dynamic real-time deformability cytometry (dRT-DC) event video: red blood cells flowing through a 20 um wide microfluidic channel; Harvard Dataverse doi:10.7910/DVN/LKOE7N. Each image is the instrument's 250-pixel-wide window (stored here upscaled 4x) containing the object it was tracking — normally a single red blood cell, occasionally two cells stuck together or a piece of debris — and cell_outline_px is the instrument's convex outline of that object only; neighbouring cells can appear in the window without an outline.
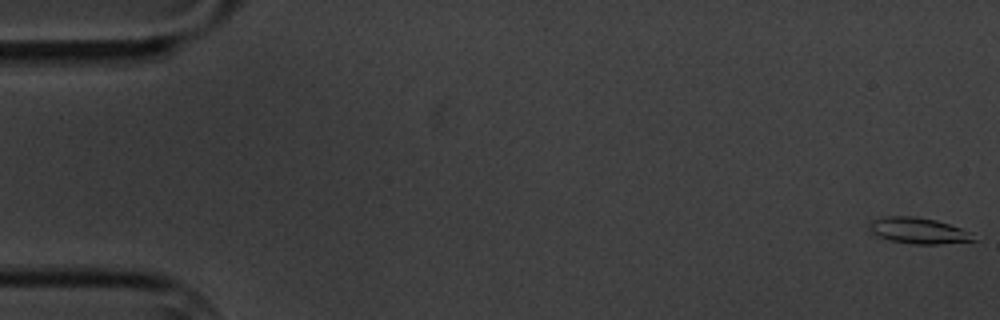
{"species": "common noctule bat (a hibernating species)", "species_latin": "Nyctalus noctula", "temperature_condition": "cold", "stored_images_in_passage": 6, "camera_frame_rate_fps": 3000, "um_per_image_px": 0.085, "animal": {"sex": "male", "body_mass_g": 20.1, "forearm_length_mm": 53.5}, "frame": {"image": 1, "passage_image": 1, "time_ms": 0.0, "image_size_px": [1000, 320], "cell_outline_px": [[976, 240], [940, 244], [912, 244], [888, 240], [872, 232], [868, 228], [868, 224], [876, 220], [888, 216], [916, 216], [936, 220], [972, 232]], "centroid_in_image_um": [78.09, 19.61], "position_along_channel_um": 6.9, "area_um2": 15.66}}
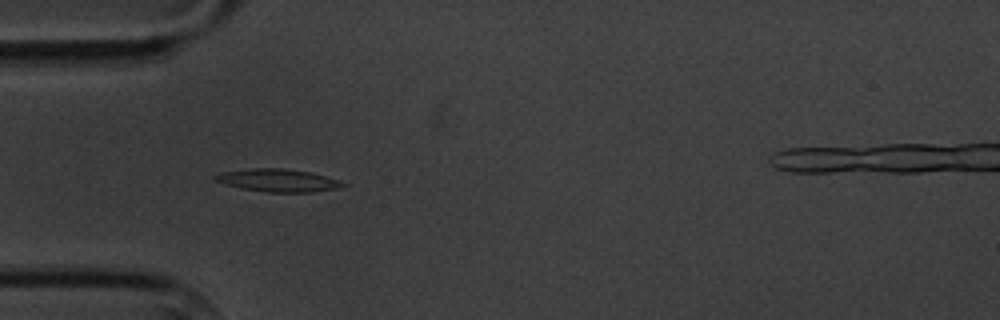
{"frame": {"image": 2, "passage_image": 6, "time_ms": 5.667, "image_size_px": [1000, 320], "cell_outline_px": [[348, 184], [336, 188], [312, 192], [268, 192], [240, 188], [224, 184], [216, 180], [212, 176], [220, 172], [252, 168], [280, 168], [312, 172], [340, 180]], "centroid_in_image_um": [23.62, 15.32], "position_along_channel_um": 61.4, "area_um2": 16.94}}